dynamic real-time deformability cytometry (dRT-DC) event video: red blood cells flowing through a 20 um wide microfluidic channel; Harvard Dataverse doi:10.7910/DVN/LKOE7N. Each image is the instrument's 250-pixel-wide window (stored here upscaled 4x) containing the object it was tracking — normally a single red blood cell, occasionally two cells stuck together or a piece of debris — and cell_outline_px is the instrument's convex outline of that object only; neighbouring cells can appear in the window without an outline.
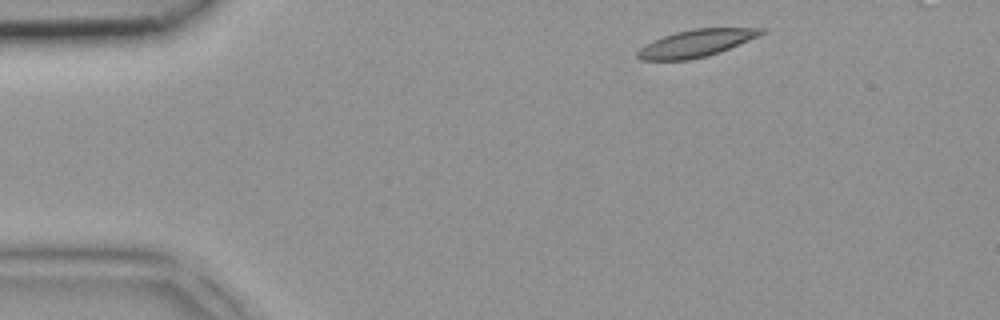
{"species": "common noctule bat (a hibernating species)", "species_latin": "Nyctalus noctula", "temperature_condition": "room temperature", "stored_images_in_passage": 2, "camera_frame_rate_fps": 3000, "um_per_image_px": 0.085, "animal": {"sex": "female", "body_mass_g": 18.4}, "frame": {"image": 1, "passage_image": 1, "time_ms": 0.0, "image_size_px": [1000, 320], "cell_outline_px": [[764, 32], [760, 36], [720, 52], [688, 60], [640, 60], [636, 56], [636, 52], [644, 44], [652, 40], [676, 32], [692, 28], [764, 28]], "centroid_in_image_um": [59.14, 3.67], "position_along_channel_um": 25.9, "area_um2": 19.65}}
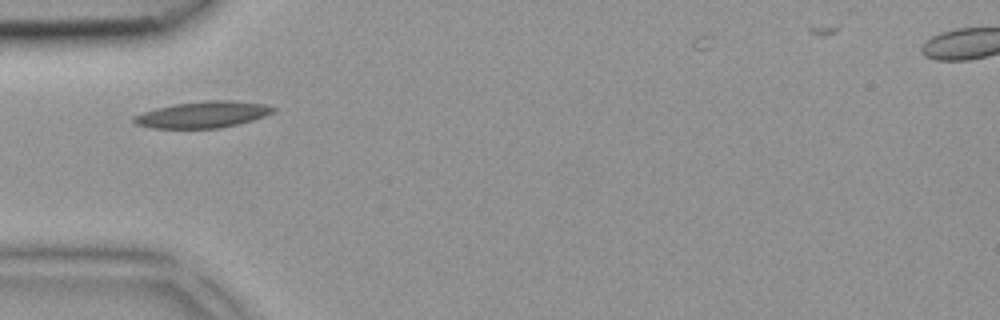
{"frame": {"image": 2, "passage_image": 2, "time_ms": 0.333, "image_size_px": [1000, 320], "cell_outline_px": [[276, 108], [272, 112], [264, 116], [252, 120], [220, 128], [152, 128], [136, 124], [132, 120], [132, 116], [156, 108], [176, 104], [208, 100], [236, 100], [264, 104]], "centroid_in_image_um": [17.22, 9.73], "position_along_channel_um": 67.8, "area_um2": 21.27}}